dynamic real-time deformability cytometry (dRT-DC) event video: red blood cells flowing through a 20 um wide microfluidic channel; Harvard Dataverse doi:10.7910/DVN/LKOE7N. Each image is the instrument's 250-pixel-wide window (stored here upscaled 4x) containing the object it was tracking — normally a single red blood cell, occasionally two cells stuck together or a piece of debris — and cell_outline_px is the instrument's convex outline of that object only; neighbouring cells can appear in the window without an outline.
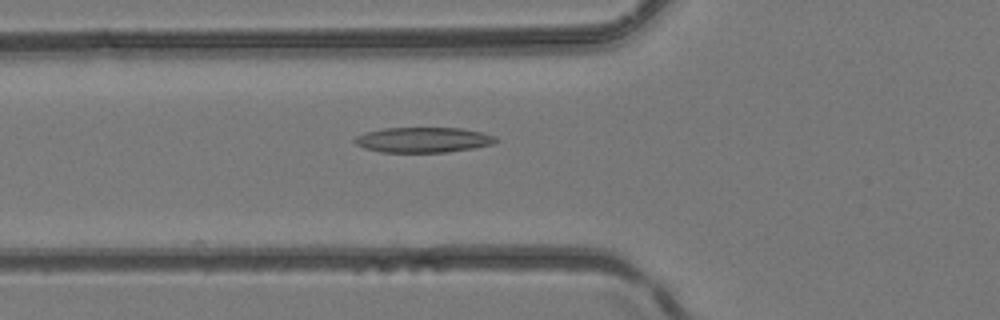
{"species": "common noctule bat (a hibernating species)", "species_latin": "Nyctalus noctula", "temperature_condition": "room temperature", "stored_images_in_passage": 31, "camera_frame_rate_fps": 3000, "um_per_image_px": 0.085, "animal": {"sex": "female", "body_mass_g": 24.6, "forearm_length_mm": 56.2}, "frame": {"image": 1, "passage_image": 4, "time_ms": 1.0, "image_size_px": [1000, 320], "cell_outline_px": [[500, 140], [492, 144], [472, 148], [448, 152], [380, 152], [364, 148], [356, 144], [352, 140], [356, 136], [364, 132], [384, 128], [460, 128], [480, 132], [496, 136]], "centroid_in_image_um": [35.95, 11.89], "position_along_channel_um": 89.9, "area_um2": 20.81}}
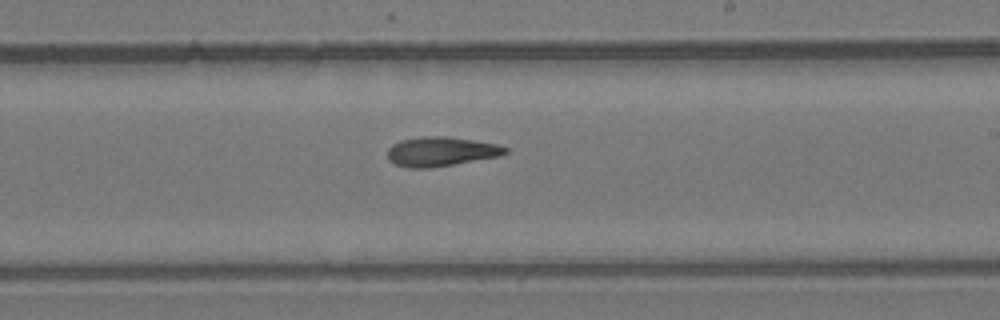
{"frame": {"image": 2, "passage_image": 14, "time_ms": 4.333, "image_size_px": [1000, 320], "cell_outline_px": [[508, 152], [500, 156], [432, 168], [408, 168], [396, 164], [388, 160], [388, 148], [392, 144], [400, 140], [420, 136], [448, 136], [496, 144], [508, 148]], "centroid_in_image_um": [37.46, 12.88], "position_along_channel_um": 251.5, "area_um2": 20.29}}
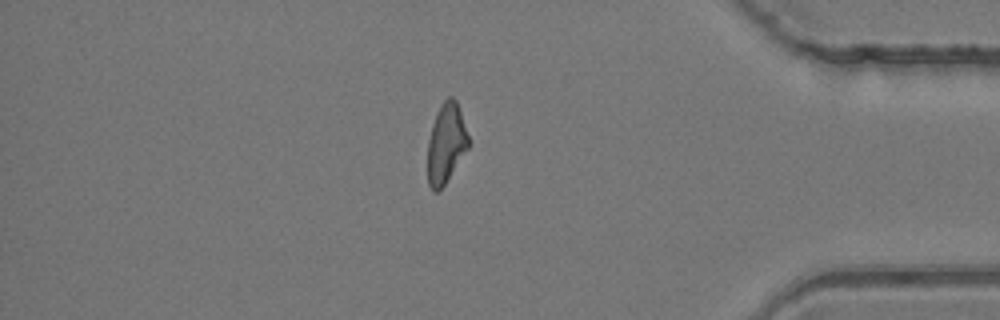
{"frame": {"image": 3, "passage_image": 25, "time_ms": 8.0, "image_size_px": [1000, 320], "cell_outline_px": [[472, 144], [444, 184], [436, 192], [432, 192], [428, 184], [428, 140], [432, 124], [440, 104], [448, 96], [452, 96], [456, 100]], "centroid_in_image_um": [37.93, 12.17], "position_along_channel_um": 397.3, "area_um2": 19.13}}